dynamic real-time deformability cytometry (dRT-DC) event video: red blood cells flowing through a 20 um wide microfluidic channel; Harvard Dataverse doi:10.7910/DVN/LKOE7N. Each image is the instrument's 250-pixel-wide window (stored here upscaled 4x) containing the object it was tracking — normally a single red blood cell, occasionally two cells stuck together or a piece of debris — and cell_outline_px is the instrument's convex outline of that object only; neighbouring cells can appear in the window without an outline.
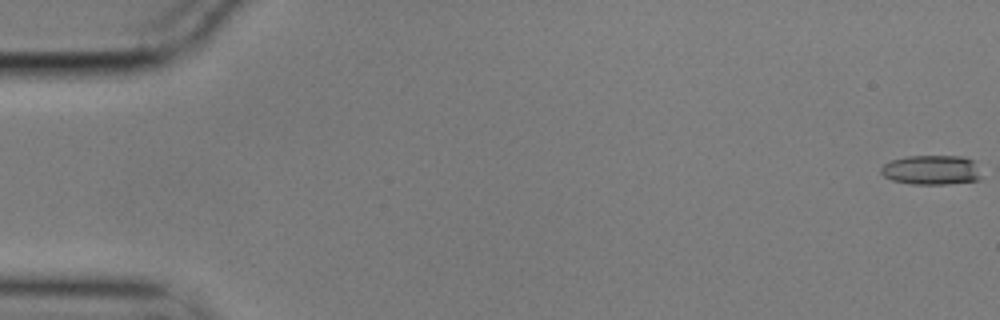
{"species": "common noctule bat (a hibernating species)", "species_latin": "Nyctalus noctula", "temperature_condition": "cold", "stored_images_in_passage": 52, "camera_frame_rate_fps": 3000, "um_per_image_px": 0.085, "animal": {"sex": "male", "body_mass_g": 17.9}, "frame": {"image": 1, "passage_image": 1, "time_ms": 0.0, "image_size_px": [1000, 320], "cell_outline_px": [[980, 180], [948, 184], [912, 184], [892, 180], [884, 176], [880, 172], [880, 168], [884, 164], [892, 160], [908, 156], [964, 156], [972, 160], [980, 176]], "centroid_in_image_um": [79.14, 14.45], "position_along_channel_um": 5.9, "area_um2": 17.17}}
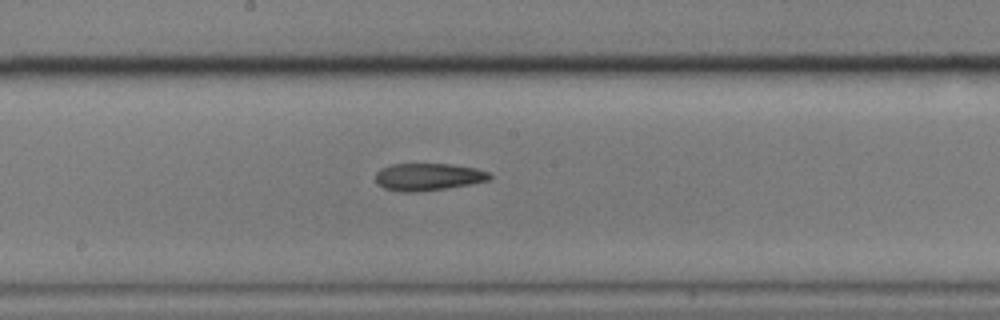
{"frame": {"image": 2, "passage_image": 31, "time_ms": 10.0, "image_size_px": [1000, 320], "cell_outline_px": [[492, 176], [488, 180], [448, 188], [416, 192], [400, 192], [384, 188], [376, 184], [376, 172], [380, 168], [392, 164], [448, 164], [476, 168], [488, 172]], "centroid_in_image_um": [36.34, 15.04], "position_along_channel_um": 211.9, "area_um2": 18.15}}
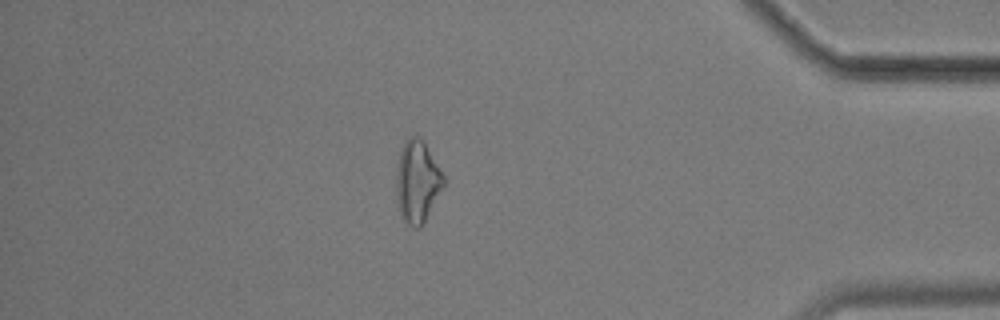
{"frame": {"image": 3, "passage_image": 50, "time_ms": 16.333, "image_size_px": [1000, 320], "cell_outline_px": [[444, 188], [420, 228], [412, 228], [400, 216], [396, 200], [396, 168], [400, 148], [408, 136], [420, 136], [424, 140], [444, 176]], "centroid_in_image_um": [35.45, 15.42], "position_along_channel_um": 399.7, "area_um2": 23.12}}